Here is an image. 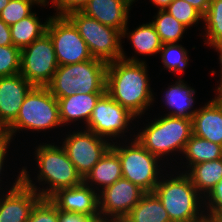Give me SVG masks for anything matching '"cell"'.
<instances>
[{"mask_svg":"<svg viewBox=\"0 0 222 222\" xmlns=\"http://www.w3.org/2000/svg\"><path fill=\"white\" fill-rule=\"evenodd\" d=\"M188 51L178 43H165L160 49L161 60L169 72L181 73L188 65Z\"/></svg>","mask_w":222,"mask_h":222,"instance_id":"cell-29","label":"cell"},{"mask_svg":"<svg viewBox=\"0 0 222 222\" xmlns=\"http://www.w3.org/2000/svg\"><path fill=\"white\" fill-rule=\"evenodd\" d=\"M107 66L108 63L96 58L71 65H60L46 87L56 99L69 97L77 92L105 93Z\"/></svg>","mask_w":222,"mask_h":222,"instance_id":"cell-3","label":"cell"},{"mask_svg":"<svg viewBox=\"0 0 222 222\" xmlns=\"http://www.w3.org/2000/svg\"><path fill=\"white\" fill-rule=\"evenodd\" d=\"M19 173L8 193L0 197V222H27L33 206L41 198L22 182V172Z\"/></svg>","mask_w":222,"mask_h":222,"instance_id":"cell-14","label":"cell"},{"mask_svg":"<svg viewBox=\"0 0 222 222\" xmlns=\"http://www.w3.org/2000/svg\"><path fill=\"white\" fill-rule=\"evenodd\" d=\"M169 177V179L159 180L153 193L168 212L171 222H197L203 219L206 214L200 208L201 204L204 207V202H202L204 198L194 187L190 178L183 172L179 176L177 174L172 178Z\"/></svg>","mask_w":222,"mask_h":222,"instance_id":"cell-4","label":"cell"},{"mask_svg":"<svg viewBox=\"0 0 222 222\" xmlns=\"http://www.w3.org/2000/svg\"><path fill=\"white\" fill-rule=\"evenodd\" d=\"M103 94H80L77 92L69 97L57 98L62 125L83 119L84 124L87 125L98 99Z\"/></svg>","mask_w":222,"mask_h":222,"instance_id":"cell-19","label":"cell"},{"mask_svg":"<svg viewBox=\"0 0 222 222\" xmlns=\"http://www.w3.org/2000/svg\"><path fill=\"white\" fill-rule=\"evenodd\" d=\"M221 78H220V84L217 86L216 92L217 96H215L214 99H212L218 106L222 108V72H220Z\"/></svg>","mask_w":222,"mask_h":222,"instance_id":"cell-40","label":"cell"},{"mask_svg":"<svg viewBox=\"0 0 222 222\" xmlns=\"http://www.w3.org/2000/svg\"><path fill=\"white\" fill-rule=\"evenodd\" d=\"M36 149L35 156L39 168L37 180L45 181V184H49V188L39 190L32 183L29 172L24 167L21 170L22 182L39 193L41 198H50L60 189L77 186L83 182L82 176L77 172L62 146L45 143Z\"/></svg>","mask_w":222,"mask_h":222,"instance_id":"cell-2","label":"cell"},{"mask_svg":"<svg viewBox=\"0 0 222 222\" xmlns=\"http://www.w3.org/2000/svg\"><path fill=\"white\" fill-rule=\"evenodd\" d=\"M89 0H51L55 6L56 15L66 16L74 11H81ZM59 11V12H58Z\"/></svg>","mask_w":222,"mask_h":222,"instance_id":"cell-35","label":"cell"},{"mask_svg":"<svg viewBox=\"0 0 222 222\" xmlns=\"http://www.w3.org/2000/svg\"><path fill=\"white\" fill-rule=\"evenodd\" d=\"M123 220L125 222H171L168 212L153 192L146 193Z\"/></svg>","mask_w":222,"mask_h":222,"instance_id":"cell-23","label":"cell"},{"mask_svg":"<svg viewBox=\"0 0 222 222\" xmlns=\"http://www.w3.org/2000/svg\"><path fill=\"white\" fill-rule=\"evenodd\" d=\"M21 49L13 45L0 46V78L20 73Z\"/></svg>","mask_w":222,"mask_h":222,"instance_id":"cell-32","label":"cell"},{"mask_svg":"<svg viewBox=\"0 0 222 222\" xmlns=\"http://www.w3.org/2000/svg\"><path fill=\"white\" fill-rule=\"evenodd\" d=\"M34 86L20 73L0 78V125L6 129L17 117Z\"/></svg>","mask_w":222,"mask_h":222,"instance_id":"cell-16","label":"cell"},{"mask_svg":"<svg viewBox=\"0 0 222 222\" xmlns=\"http://www.w3.org/2000/svg\"><path fill=\"white\" fill-rule=\"evenodd\" d=\"M195 92V89L189 87L181 78L175 84L170 85L164 96L165 105L171 110L166 115L192 119L193 115L197 112V109L193 108Z\"/></svg>","mask_w":222,"mask_h":222,"instance_id":"cell-20","label":"cell"},{"mask_svg":"<svg viewBox=\"0 0 222 222\" xmlns=\"http://www.w3.org/2000/svg\"><path fill=\"white\" fill-rule=\"evenodd\" d=\"M205 25L204 39L210 47L222 39V0H211L209 8L203 15Z\"/></svg>","mask_w":222,"mask_h":222,"instance_id":"cell-28","label":"cell"},{"mask_svg":"<svg viewBox=\"0 0 222 222\" xmlns=\"http://www.w3.org/2000/svg\"><path fill=\"white\" fill-rule=\"evenodd\" d=\"M184 172L205 198L222 179V158L192 165Z\"/></svg>","mask_w":222,"mask_h":222,"instance_id":"cell-22","label":"cell"},{"mask_svg":"<svg viewBox=\"0 0 222 222\" xmlns=\"http://www.w3.org/2000/svg\"><path fill=\"white\" fill-rule=\"evenodd\" d=\"M42 2L49 3L47 0H41Z\"/></svg>","mask_w":222,"mask_h":222,"instance_id":"cell-50","label":"cell"},{"mask_svg":"<svg viewBox=\"0 0 222 222\" xmlns=\"http://www.w3.org/2000/svg\"><path fill=\"white\" fill-rule=\"evenodd\" d=\"M100 218L123 219L146 192L127 179L120 178L99 192Z\"/></svg>","mask_w":222,"mask_h":222,"instance_id":"cell-13","label":"cell"},{"mask_svg":"<svg viewBox=\"0 0 222 222\" xmlns=\"http://www.w3.org/2000/svg\"><path fill=\"white\" fill-rule=\"evenodd\" d=\"M6 139L5 129L0 125V142Z\"/></svg>","mask_w":222,"mask_h":222,"instance_id":"cell-44","label":"cell"},{"mask_svg":"<svg viewBox=\"0 0 222 222\" xmlns=\"http://www.w3.org/2000/svg\"><path fill=\"white\" fill-rule=\"evenodd\" d=\"M10 0H0V13L9 4Z\"/></svg>","mask_w":222,"mask_h":222,"instance_id":"cell-43","label":"cell"},{"mask_svg":"<svg viewBox=\"0 0 222 222\" xmlns=\"http://www.w3.org/2000/svg\"><path fill=\"white\" fill-rule=\"evenodd\" d=\"M192 134V119L165 115L147 124L135 138L150 153L163 158L174 151L183 153Z\"/></svg>","mask_w":222,"mask_h":222,"instance_id":"cell-6","label":"cell"},{"mask_svg":"<svg viewBox=\"0 0 222 222\" xmlns=\"http://www.w3.org/2000/svg\"><path fill=\"white\" fill-rule=\"evenodd\" d=\"M191 4L202 15L206 13L209 8L211 0H183Z\"/></svg>","mask_w":222,"mask_h":222,"instance_id":"cell-38","label":"cell"},{"mask_svg":"<svg viewBox=\"0 0 222 222\" xmlns=\"http://www.w3.org/2000/svg\"><path fill=\"white\" fill-rule=\"evenodd\" d=\"M76 26L80 36L84 39L93 58L106 63L122 59V32L101 24L81 11H74L66 15Z\"/></svg>","mask_w":222,"mask_h":222,"instance_id":"cell-7","label":"cell"},{"mask_svg":"<svg viewBox=\"0 0 222 222\" xmlns=\"http://www.w3.org/2000/svg\"><path fill=\"white\" fill-rule=\"evenodd\" d=\"M213 47L216 51H222V39H220Z\"/></svg>","mask_w":222,"mask_h":222,"instance_id":"cell-45","label":"cell"},{"mask_svg":"<svg viewBox=\"0 0 222 222\" xmlns=\"http://www.w3.org/2000/svg\"><path fill=\"white\" fill-rule=\"evenodd\" d=\"M72 133L67 135L68 137L66 136L62 147L77 172L84 179L111 148L112 143L88 130L83 129V131L78 130Z\"/></svg>","mask_w":222,"mask_h":222,"instance_id":"cell-11","label":"cell"},{"mask_svg":"<svg viewBox=\"0 0 222 222\" xmlns=\"http://www.w3.org/2000/svg\"><path fill=\"white\" fill-rule=\"evenodd\" d=\"M183 154L188 161L187 168H190L197 163L222 158V146L192 134L185 145Z\"/></svg>","mask_w":222,"mask_h":222,"instance_id":"cell-26","label":"cell"},{"mask_svg":"<svg viewBox=\"0 0 222 222\" xmlns=\"http://www.w3.org/2000/svg\"><path fill=\"white\" fill-rule=\"evenodd\" d=\"M58 66L53 42L47 33L21 49L20 74L33 86L46 87Z\"/></svg>","mask_w":222,"mask_h":222,"instance_id":"cell-10","label":"cell"},{"mask_svg":"<svg viewBox=\"0 0 222 222\" xmlns=\"http://www.w3.org/2000/svg\"><path fill=\"white\" fill-rule=\"evenodd\" d=\"M129 2H131L133 4V2H135V0H128Z\"/></svg>","mask_w":222,"mask_h":222,"instance_id":"cell-51","label":"cell"},{"mask_svg":"<svg viewBox=\"0 0 222 222\" xmlns=\"http://www.w3.org/2000/svg\"><path fill=\"white\" fill-rule=\"evenodd\" d=\"M197 222H214V217H209L206 215L203 219H201Z\"/></svg>","mask_w":222,"mask_h":222,"instance_id":"cell-46","label":"cell"},{"mask_svg":"<svg viewBox=\"0 0 222 222\" xmlns=\"http://www.w3.org/2000/svg\"><path fill=\"white\" fill-rule=\"evenodd\" d=\"M135 118L137 117L127 108L120 105L105 92L98 99L85 129L107 140H111L112 137L116 139L122 133L121 136H123L124 131L127 132L125 129L128 130L129 127L127 126Z\"/></svg>","mask_w":222,"mask_h":222,"instance_id":"cell-12","label":"cell"},{"mask_svg":"<svg viewBox=\"0 0 222 222\" xmlns=\"http://www.w3.org/2000/svg\"><path fill=\"white\" fill-rule=\"evenodd\" d=\"M95 222H125L123 219L99 218Z\"/></svg>","mask_w":222,"mask_h":222,"instance_id":"cell-42","label":"cell"},{"mask_svg":"<svg viewBox=\"0 0 222 222\" xmlns=\"http://www.w3.org/2000/svg\"><path fill=\"white\" fill-rule=\"evenodd\" d=\"M193 135L222 146V108L208 101L192 117Z\"/></svg>","mask_w":222,"mask_h":222,"instance_id":"cell-18","label":"cell"},{"mask_svg":"<svg viewBox=\"0 0 222 222\" xmlns=\"http://www.w3.org/2000/svg\"><path fill=\"white\" fill-rule=\"evenodd\" d=\"M165 11L187 28L197 24L199 20H203V15L183 0H173Z\"/></svg>","mask_w":222,"mask_h":222,"instance_id":"cell-31","label":"cell"},{"mask_svg":"<svg viewBox=\"0 0 222 222\" xmlns=\"http://www.w3.org/2000/svg\"><path fill=\"white\" fill-rule=\"evenodd\" d=\"M62 125L58 100L47 87L34 86L26 95L16 119L5 129L10 141L19 130H47Z\"/></svg>","mask_w":222,"mask_h":222,"instance_id":"cell-5","label":"cell"},{"mask_svg":"<svg viewBox=\"0 0 222 222\" xmlns=\"http://www.w3.org/2000/svg\"><path fill=\"white\" fill-rule=\"evenodd\" d=\"M46 33L53 42L59 66L81 63L93 58L78 29L67 16H50Z\"/></svg>","mask_w":222,"mask_h":222,"instance_id":"cell-9","label":"cell"},{"mask_svg":"<svg viewBox=\"0 0 222 222\" xmlns=\"http://www.w3.org/2000/svg\"><path fill=\"white\" fill-rule=\"evenodd\" d=\"M12 44L10 26L0 19V46H8Z\"/></svg>","mask_w":222,"mask_h":222,"instance_id":"cell-37","label":"cell"},{"mask_svg":"<svg viewBox=\"0 0 222 222\" xmlns=\"http://www.w3.org/2000/svg\"><path fill=\"white\" fill-rule=\"evenodd\" d=\"M98 195L96 190L83 181L80 185L58 190L49 199L58 210L82 213L99 219Z\"/></svg>","mask_w":222,"mask_h":222,"instance_id":"cell-15","label":"cell"},{"mask_svg":"<svg viewBox=\"0 0 222 222\" xmlns=\"http://www.w3.org/2000/svg\"><path fill=\"white\" fill-rule=\"evenodd\" d=\"M214 222H220L216 217H214Z\"/></svg>","mask_w":222,"mask_h":222,"instance_id":"cell-49","label":"cell"},{"mask_svg":"<svg viewBox=\"0 0 222 222\" xmlns=\"http://www.w3.org/2000/svg\"><path fill=\"white\" fill-rule=\"evenodd\" d=\"M95 220L90 215L58 210V222H95Z\"/></svg>","mask_w":222,"mask_h":222,"instance_id":"cell-36","label":"cell"},{"mask_svg":"<svg viewBox=\"0 0 222 222\" xmlns=\"http://www.w3.org/2000/svg\"><path fill=\"white\" fill-rule=\"evenodd\" d=\"M120 178H122L121 162L118 155L110 148L94 165L83 181L90 187L98 185L101 190L98 187L96 190L100 192Z\"/></svg>","mask_w":222,"mask_h":222,"instance_id":"cell-21","label":"cell"},{"mask_svg":"<svg viewBox=\"0 0 222 222\" xmlns=\"http://www.w3.org/2000/svg\"><path fill=\"white\" fill-rule=\"evenodd\" d=\"M35 4H40L41 6L47 5V3L41 0H10L9 4L0 13V19L8 26H12L31 15L33 13L31 11L32 5Z\"/></svg>","mask_w":222,"mask_h":222,"instance_id":"cell-30","label":"cell"},{"mask_svg":"<svg viewBox=\"0 0 222 222\" xmlns=\"http://www.w3.org/2000/svg\"><path fill=\"white\" fill-rule=\"evenodd\" d=\"M151 2L158 7V10H165L173 0H151Z\"/></svg>","mask_w":222,"mask_h":222,"instance_id":"cell-41","label":"cell"},{"mask_svg":"<svg viewBox=\"0 0 222 222\" xmlns=\"http://www.w3.org/2000/svg\"><path fill=\"white\" fill-rule=\"evenodd\" d=\"M154 18L151 23L154 25L163 44L178 43L183 38L182 35L186 29H188L165 10H158Z\"/></svg>","mask_w":222,"mask_h":222,"instance_id":"cell-27","label":"cell"},{"mask_svg":"<svg viewBox=\"0 0 222 222\" xmlns=\"http://www.w3.org/2000/svg\"><path fill=\"white\" fill-rule=\"evenodd\" d=\"M133 140L124 146L115 145L116 142L112 141L111 149L120 159L122 178L129 180L146 193H152L160 180L158 162L162 159L146 150L136 138Z\"/></svg>","mask_w":222,"mask_h":222,"instance_id":"cell-8","label":"cell"},{"mask_svg":"<svg viewBox=\"0 0 222 222\" xmlns=\"http://www.w3.org/2000/svg\"><path fill=\"white\" fill-rule=\"evenodd\" d=\"M27 222H58V208L49 198H40L33 206Z\"/></svg>","mask_w":222,"mask_h":222,"instance_id":"cell-33","label":"cell"},{"mask_svg":"<svg viewBox=\"0 0 222 222\" xmlns=\"http://www.w3.org/2000/svg\"><path fill=\"white\" fill-rule=\"evenodd\" d=\"M220 222H222V212L216 217Z\"/></svg>","mask_w":222,"mask_h":222,"instance_id":"cell-48","label":"cell"},{"mask_svg":"<svg viewBox=\"0 0 222 222\" xmlns=\"http://www.w3.org/2000/svg\"><path fill=\"white\" fill-rule=\"evenodd\" d=\"M128 31V26L123 29L122 37L127 38L131 41L133 49L136 50L137 54L141 55H155L160 52L163 43L160 36L156 32L154 25L150 23L139 25L132 32Z\"/></svg>","mask_w":222,"mask_h":222,"instance_id":"cell-24","label":"cell"},{"mask_svg":"<svg viewBox=\"0 0 222 222\" xmlns=\"http://www.w3.org/2000/svg\"><path fill=\"white\" fill-rule=\"evenodd\" d=\"M147 64L136 56L108 63L106 93L133 115L139 117L154 101L147 74Z\"/></svg>","mask_w":222,"mask_h":222,"instance_id":"cell-1","label":"cell"},{"mask_svg":"<svg viewBox=\"0 0 222 222\" xmlns=\"http://www.w3.org/2000/svg\"><path fill=\"white\" fill-rule=\"evenodd\" d=\"M131 5L128 0H89L81 12L103 25L123 32L128 24Z\"/></svg>","mask_w":222,"mask_h":222,"instance_id":"cell-17","label":"cell"},{"mask_svg":"<svg viewBox=\"0 0 222 222\" xmlns=\"http://www.w3.org/2000/svg\"><path fill=\"white\" fill-rule=\"evenodd\" d=\"M219 52V61H220V66H221V71L220 72H222V51H218Z\"/></svg>","mask_w":222,"mask_h":222,"instance_id":"cell-47","label":"cell"},{"mask_svg":"<svg viewBox=\"0 0 222 222\" xmlns=\"http://www.w3.org/2000/svg\"><path fill=\"white\" fill-rule=\"evenodd\" d=\"M36 15V13H32L10 26L13 46L22 49L46 33L49 18L42 24Z\"/></svg>","mask_w":222,"mask_h":222,"instance_id":"cell-25","label":"cell"},{"mask_svg":"<svg viewBox=\"0 0 222 222\" xmlns=\"http://www.w3.org/2000/svg\"><path fill=\"white\" fill-rule=\"evenodd\" d=\"M10 141L8 138H6L4 141L0 142V174L1 173V170H2V167H4V159L6 160V156H7V149L9 147V144H10ZM1 181V180H0Z\"/></svg>","mask_w":222,"mask_h":222,"instance_id":"cell-39","label":"cell"},{"mask_svg":"<svg viewBox=\"0 0 222 222\" xmlns=\"http://www.w3.org/2000/svg\"><path fill=\"white\" fill-rule=\"evenodd\" d=\"M204 203L209 217H217L222 212V179L220 182L212 189V191L205 197Z\"/></svg>","mask_w":222,"mask_h":222,"instance_id":"cell-34","label":"cell"}]
</instances>
